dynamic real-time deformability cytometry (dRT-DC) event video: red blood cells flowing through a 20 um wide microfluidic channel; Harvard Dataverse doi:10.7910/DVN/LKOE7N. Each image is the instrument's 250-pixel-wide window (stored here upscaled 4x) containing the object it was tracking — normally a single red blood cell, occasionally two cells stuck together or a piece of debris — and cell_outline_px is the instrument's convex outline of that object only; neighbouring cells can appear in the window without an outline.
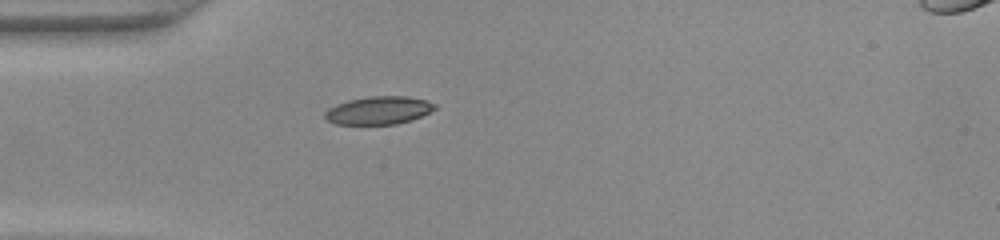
{"species": "common noctule bat (a hibernating species)", "species_latin": "Nyctalus noctula", "temperature_condition": "warm", "stored_images_in_passage": 35, "camera_frame_rate_fps": 3000, "um_per_image_px": 0.085, "animal": {"sex": "female", "body_mass_g": 22.0, "forearm_length_mm": 56.7}, "frame": {"image": 1, "passage_image": 1, "time_ms": 0.0, "image_size_px": [1000, 240], "cell_outline_px": [[436, 108], [412, 120], [396, 124], [336, 124], [328, 120], [324, 116], [324, 112], [328, 108], [336, 104], [348, 100], [368, 96], [408, 96], [428, 100], [436, 104]], "centroid_in_image_um": [32.18, 9.37], "position_along_channel_um": 52.8, "area_um2": 17.98}}
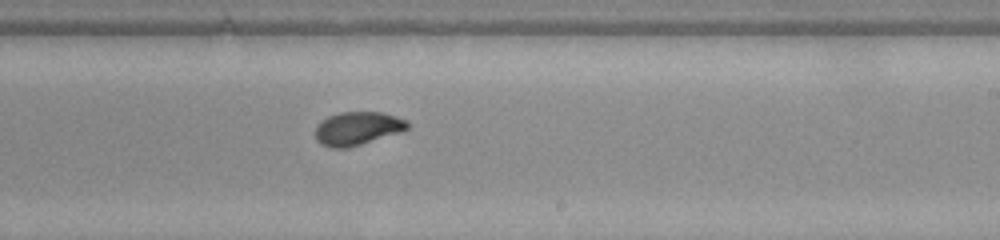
{"frame": {"image": 2, "passage_image": 16, "time_ms": 5.0, "image_size_px": [1000, 240], "cell_outline_px": [[408, 128], [404, 132], [348, 148], [332, 148], [320, 144], [316, 140], [316, 128], [320, 120], [328, 116], [340, 112], [380, 112], [396, 116], [408, 120]], "centroid_in_image_um": [30.41, 10.92], "position_along_channel_um": 258.6, "area_um2": 18.21}}
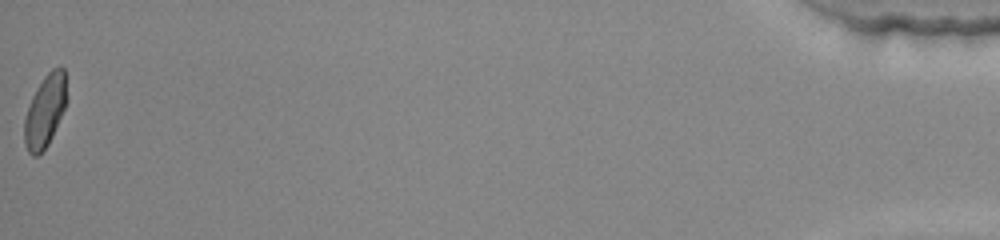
{"frame": {"image": 3, "passage_image": 35, "time_ms": 11.333, "image_size_px": [1000, 240], "cell_outline_px": [[68, 100], [52, 136], [48, 144], [36, 156], [32, 156], [28, 152], [24, 144], [24, 120], [32, 96], [36, 88], [44, 76], [52, 68], [60, 64], [64, 68]], "centroid_in_image_um": [3.85, 9.38], "position_along_channel_um": 431.4, "area_um2": 17.98}}